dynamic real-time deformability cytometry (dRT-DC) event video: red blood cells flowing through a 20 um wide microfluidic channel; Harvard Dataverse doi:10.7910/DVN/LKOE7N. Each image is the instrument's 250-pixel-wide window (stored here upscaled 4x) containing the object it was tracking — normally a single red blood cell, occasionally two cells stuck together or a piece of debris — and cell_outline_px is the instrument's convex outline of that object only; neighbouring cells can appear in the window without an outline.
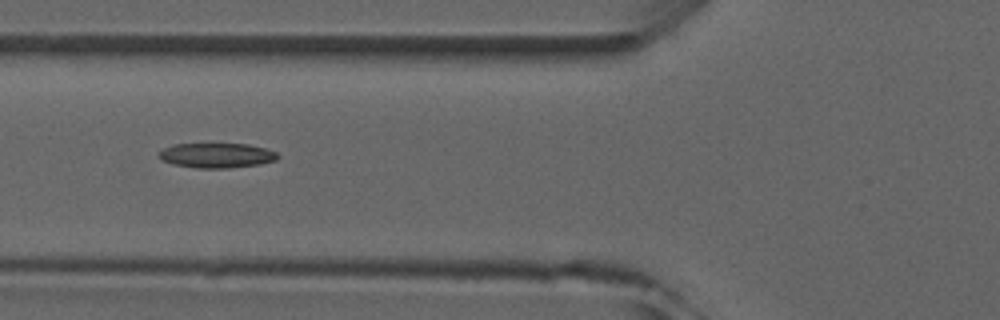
{"species": "common noctule bat (a hibernating species)", "species_latin": "Nyctalus noctula", "temperature_condition": "room temperature", "stored_images_in_passage": 7, "camera_frame_rate_fps": 3000, "um_per_image_px": 0.085, "animal": {"sex": "male", "forearm_length_mm": 52.5}, "frame": {"image": 1, "passage_image": 6, "time_ms": 5.667, "image_size_px": [1000, 320], "cell_outline_px": [[280, 156], [276, 160], [260, 164], [228, 168], [196, 168], [172, 164], [160, 160], [156, 156], [156, 152], [172, 144], [248, 144], [264, 148], [276, 152]], "centroid_in_image_um": [18.35, 13.21], "position_along_channel_um": 107.5, "area_um2": 17.4}}
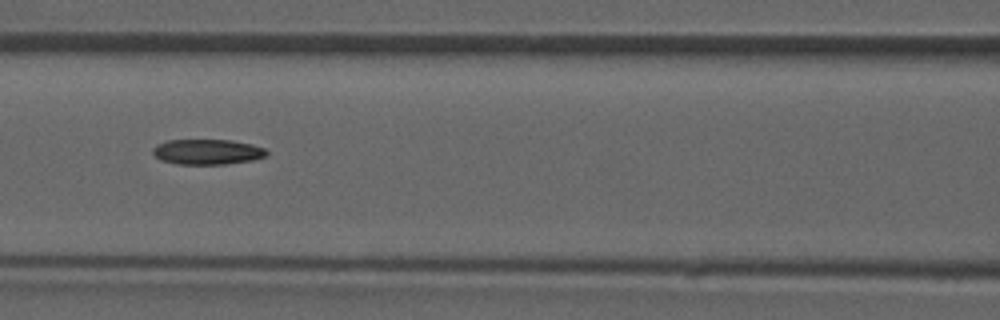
{"frame": {"image": 2, "passage_image": 7, "time_ms": 6.667, "image_size_px": [1000, 320], "cell_outline_px": [[268, 156], [252, 160], [224, 164], [176, 164], [160, 160], [152, 152], [152, 148], [156, 144], [168, 140], [232, 140], [252, 144], [264, 148], [268, 152]], "centroid_in_image_um": [17.62, 12.9], "position_along_channel_um": 149.0, "area_um2": 16.88}}